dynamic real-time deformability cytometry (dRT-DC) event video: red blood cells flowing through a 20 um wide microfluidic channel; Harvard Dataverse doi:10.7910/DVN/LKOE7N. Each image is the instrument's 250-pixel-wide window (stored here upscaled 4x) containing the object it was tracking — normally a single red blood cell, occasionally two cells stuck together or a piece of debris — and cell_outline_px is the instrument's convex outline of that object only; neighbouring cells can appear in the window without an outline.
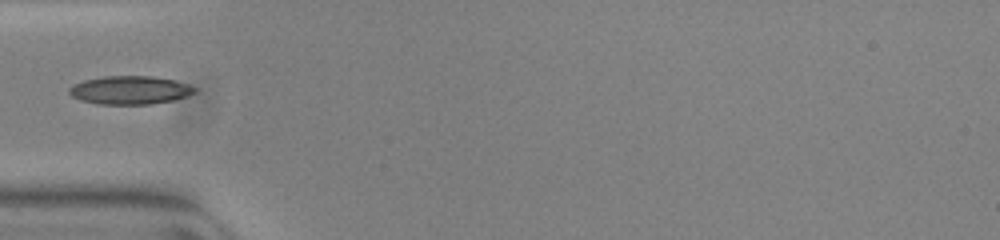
{"species": "common noctule bat (a hibernating species)", "species_latin": "Nyctalus noctula", "temperature_condition": "warm", "stored_images_in_passage": 36, "camera_frame_rate_fps": 3000, "um_per_image_px": 0.085, "animal": {"sex": "female", "body_mass_g": 23.0, "forearm_length_mm": 53.4}, "frame": {"image": 1, "passage_image": 1, "time_ms": 0.0, "image_size_px": [1000, 240], "cell_outline_px": [[196, 92], [188, 96], [172, 100], [152, 104], [96, 104], [80, 100], [72, 96], [68, 92], [68, 88], [72, 84], [84, 80], [104, 76], [152, 76], [172, 80], [188, 84], [196, 88]], "centroid_in_image_um": [11.02, 7.66], "position_along_channel_um": 74.0, "area_um2": 20.81}}
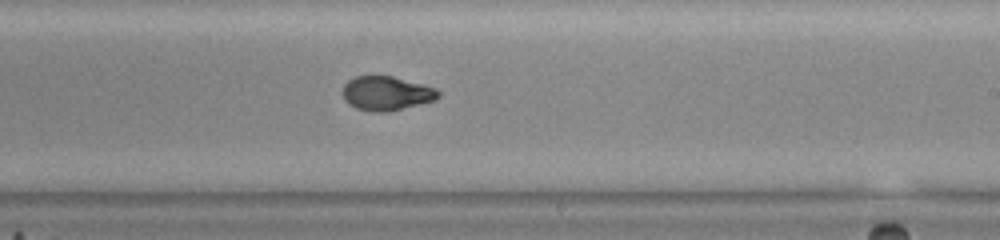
{"frame": {"image": 2, "passage_image": 15, "time_ms": 4.667, "image_size_px": [1000, 240], "cell_outline_px": [[440, 96], [436, 100], [388, 112], [372, 112], [356, 108], [348, 104], [344, 100], [344, 84], [348, 80], [356, 76], [392, 76], [424, 84], [436, 88], [440, 92]], "centroid_in_image_um": [32.87, 7.94], "position_along_channel_um": 256.1, "area_um2": 19.13}}
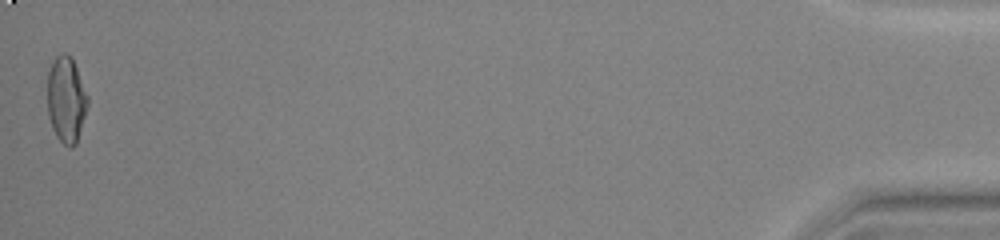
{"frame": {"image": 3, "passage_image": 36, "time_ms": 11.667, "image_size_px": [1000, 240], "cell_outline_px": [[88, 104], [76, 144], [72, 148], [68, 148], [56, 136], [52, 128], [48, 116], [48, 72], [52, 60], [60, 52], [64, 52], [72, 56], [88, 96]], "centroid_in_image_um": [5.62, 8.44], "position_along_channel_um": 429.6, "area_um2": 20.35}}